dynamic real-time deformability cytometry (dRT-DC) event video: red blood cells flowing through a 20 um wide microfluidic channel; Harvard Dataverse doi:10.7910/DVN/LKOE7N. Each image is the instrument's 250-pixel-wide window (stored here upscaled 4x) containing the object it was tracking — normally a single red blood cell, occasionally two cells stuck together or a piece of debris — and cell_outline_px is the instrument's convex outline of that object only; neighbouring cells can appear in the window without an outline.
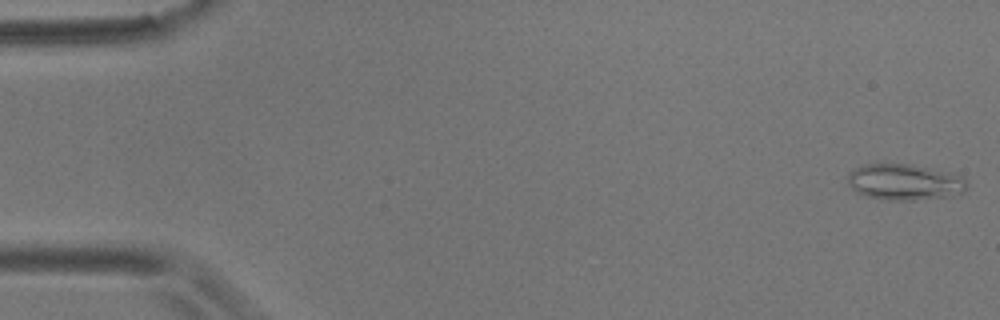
{"species": "common noctule bat (a hibernating species)", "species_latin": "Nyctalus noctula", "temperature_condition": "room temperature", "stored_images_in_passage": 5, "camera_frame_rate_fps": 3000, "um_per_image_px": 0.085, "animal": {"sex": "male", "body_mass_g": 17.9}, "frame": {"image": 1, "passage_image": 1, "time_ms": 0.0, "image_size_px": [1000, 320], "cell_outline_px": [[968, 188], [964, 192], [944, 196], [916, 200], [884, 200], [868, 196], [856, 192], [848, 184], [848, 172], [864, 164], [908, 164], [948, 172], [960, 176], [968, 184]], "centroid_in_image_um": [76.85, 15.48], "position_along_channel_um": 8.1, "area_um2": 24.8}}